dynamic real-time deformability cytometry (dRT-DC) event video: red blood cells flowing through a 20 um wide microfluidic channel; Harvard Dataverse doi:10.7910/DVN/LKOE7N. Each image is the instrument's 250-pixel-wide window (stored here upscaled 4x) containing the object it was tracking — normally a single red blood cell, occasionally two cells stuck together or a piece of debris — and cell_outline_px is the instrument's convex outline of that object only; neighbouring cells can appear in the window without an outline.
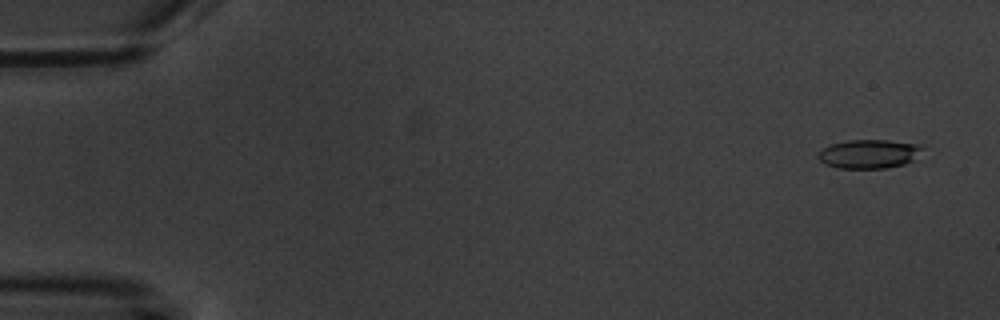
{"species": "common noctule bat (a hibernating species)", "species_latin": "Nyctalus noctula", "temperature_condition": "warm", "stored_images_in_passage": 6, "camera_frame_rate_fps": 3000, "um_per_image_px": 0.085, "animal": {"sex": "male", "body_mass_g": 20.1, "forearm_length_mm": 53.5}, "frame": {"image": 1, "passage_image": 1, "time_ms": 0.0, "image_size_px": [1000, 320], "cell_outline_px": [[924, 148], [912, 160], [904, 164], [884, 168], [836, 168], [824, 164], [816, 156], [824, 148], [832, 144], [848, 140], [888, 140], [924, 144]], "centroid_in_image_um": [73.88, 13.07], "position_along_channel_um": 11.1, "area_um2": 17.57}}
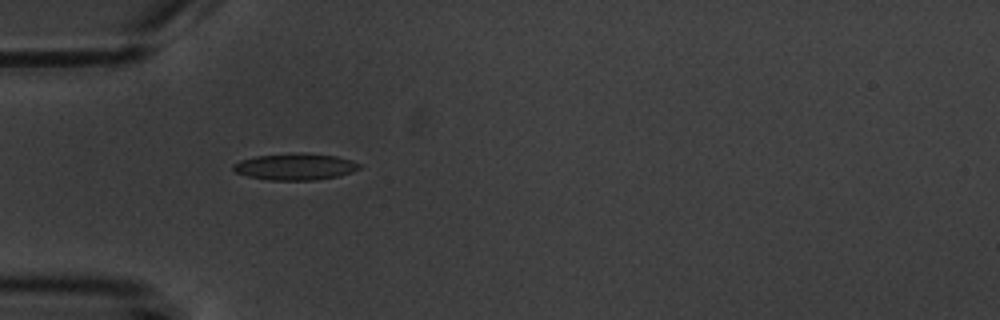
{"frame": {"image": 2, "passage_image": 5, "time_ms": 5.0, "image_size_px": [1000, 320], "cell_outline_px": [[360, 168], [352, 172], [340, 176], [316, 180], [272, 180], [248, 176], [236, 172], [232, 168], [232, 164], [240, 160], [256, 156], [296, 152], [300, 152], [336, 156], [352, 160], [360, 164]], "centroid_in_image_um": [25.11, 14.16], "position_along_channel_um": 59.9, "area_um2": 19.65}}